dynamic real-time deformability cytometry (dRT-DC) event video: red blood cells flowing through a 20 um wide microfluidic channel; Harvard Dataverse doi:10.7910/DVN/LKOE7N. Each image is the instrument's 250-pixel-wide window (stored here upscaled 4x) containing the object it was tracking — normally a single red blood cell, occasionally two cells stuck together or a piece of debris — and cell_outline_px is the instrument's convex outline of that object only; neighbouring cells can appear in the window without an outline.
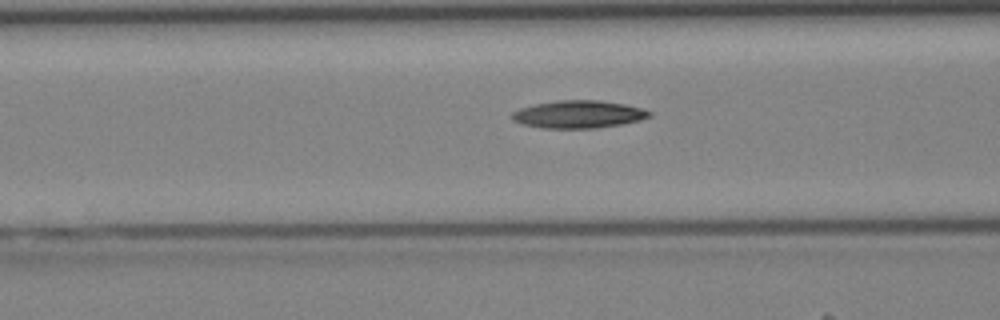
{"species": "Egyptian fruit bat (a non-hibernating species)", "species_latin": "Rousettus aegyptiacus", "temperature_condition": "cold", "stored_images_in_passage": 33, "camera_frame_rate_fps": 3000, "um_per_image_px": 0.085, "animal": {"sex": "female"}, "frame": {"image": 1, "passage_image": 8, "time_ms": 2.333, "image_size_px": [1000, 320], "cell_outline_px": [[652, 116], [640, 120], [620, 124], [596, 128], [544, 128], [524, 124], [512, 120], [512, 112], [520, 108], [536, 104], [556, 100], [600, 100], [624, 104], [640, 108], [652, 112]], "centroid_in_image_um": [49.18, 9.71], "position_along_channel_um": 117.4, "area_um2": 21.96}}
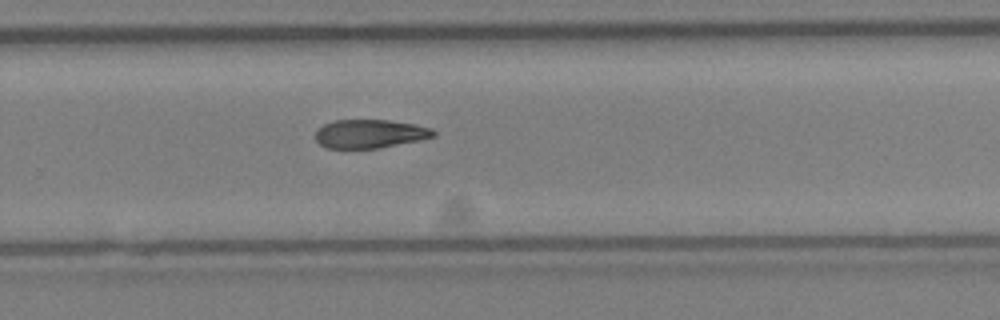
{"frame": {"image": 2, "passage_image": 19, "time_ms": 6.0, "image_size_px": [1000, 320], "cell_outline_px": [[436, 136], [420, 140], [380, 148], [324, 148], [316, 140], [316, 132], [324, 124], [332, 120], [388, 120], [416, 124], [432, 128], [436, 132]], "centroid_in_image_um": [31.47, 11.37], "position_along_channel_um": 298.3, "area_um2": 19.77}}
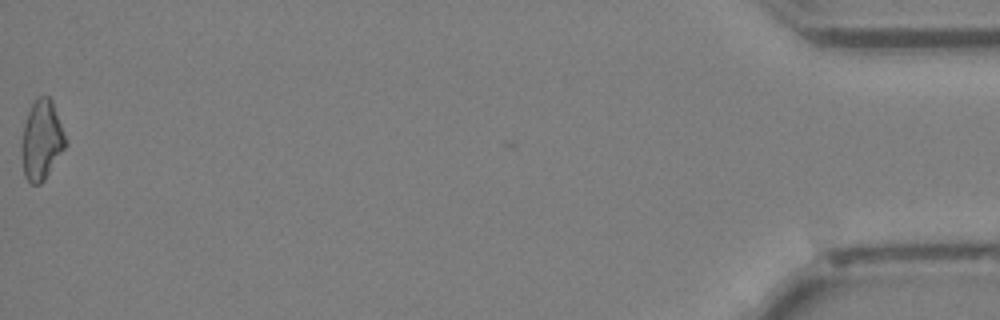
{"frame": {"image": 3, "passage_image": 33, "time_ms": 10.667, "image_size_px": [1000, 320], "cell_outline_px": [[68, 144], [44, 180], [40, 184], [32, 184], [24, 176], [20, 148], [20, 144], [24, 124], [28, 112], [36, 96], [48, 96], [52, 100]], "centroid_in_image_um": [3.52, 11.91], "position_along_channel_um": 431.7, "area_um2": 20.52}}